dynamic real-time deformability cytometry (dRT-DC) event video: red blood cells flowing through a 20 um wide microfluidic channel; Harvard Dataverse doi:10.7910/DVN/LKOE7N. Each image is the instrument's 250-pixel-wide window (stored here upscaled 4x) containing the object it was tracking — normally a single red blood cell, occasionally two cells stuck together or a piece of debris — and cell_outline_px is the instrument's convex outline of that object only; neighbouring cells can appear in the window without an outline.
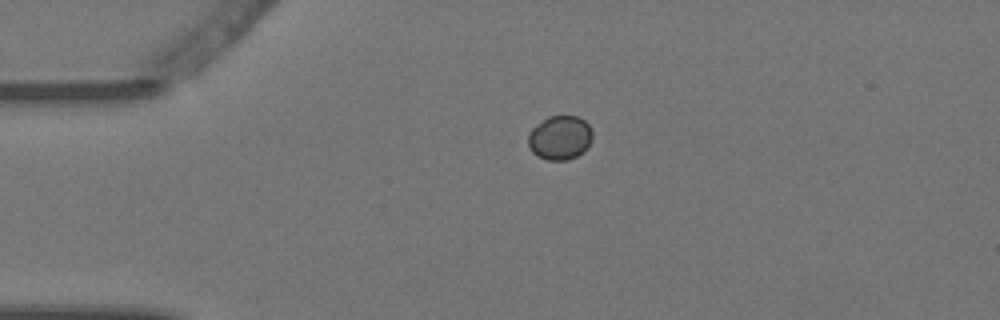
{"species": "Egyptian fruit bat (a non-hibernating species)", "species_latin": "Rousettus aegyptiacus", "temperature_condition": "warm", "stored_images_in_passage": 2, "camera_frame_rate_fps": 3000, "um_per_image_px": 0.085, "animal": {"sex": "female"}, "frame": {"image": 1, "passage_image": 1, "time_ms": 0.0, "image_size_px": [1000, 320], "cell_outline_px": [[592, 140], [576, 156], [568, 160], [548, 160], [536, 156], [532, 152], [528, 144], [528, 132], [536, 124], [548, 116], [576, 116], [584, 120], [588, 124], [592, 132]], "centroid_in_image_um": [47.55, 11.69], "position_along_channel_um": 37.4, "area_um2": 16.47}}